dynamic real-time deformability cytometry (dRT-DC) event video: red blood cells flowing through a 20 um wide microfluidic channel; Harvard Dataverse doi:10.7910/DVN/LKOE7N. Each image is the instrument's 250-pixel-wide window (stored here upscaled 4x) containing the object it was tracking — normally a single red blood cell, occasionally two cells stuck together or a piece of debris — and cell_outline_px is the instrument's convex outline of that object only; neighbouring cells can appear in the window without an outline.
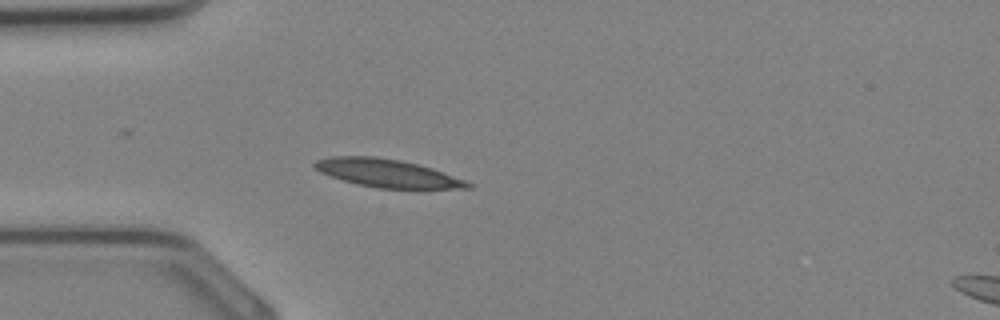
{"species": "Egyptian fruit bat (a non-hibernating species)", "species_latin": "Rousettus aegyptiacus", "temperature_condition": "cold", "stored_images_in_passage": 6, "camera_frame_rate_fps": 3000, "um_per_image_px": 0.085, "animal": {"sex": "female"}, "frame": {"image": 1, "passage_image": 1, "time_ms": 0.0, "image_size_px": [1000, 320], "cell_outline_px": [[472, 188], [376, 188], [344, 180], [320, 172], [312, 164], [316, 160], [332, 156], [376, 156], [400, 160], [420, 164], [432, 168], [464, 180], [472, 184]], "centroid_in_image_um": [32.9, 14.7], "position_along_channel_um": 52.1, "area_um2": 24.68}}
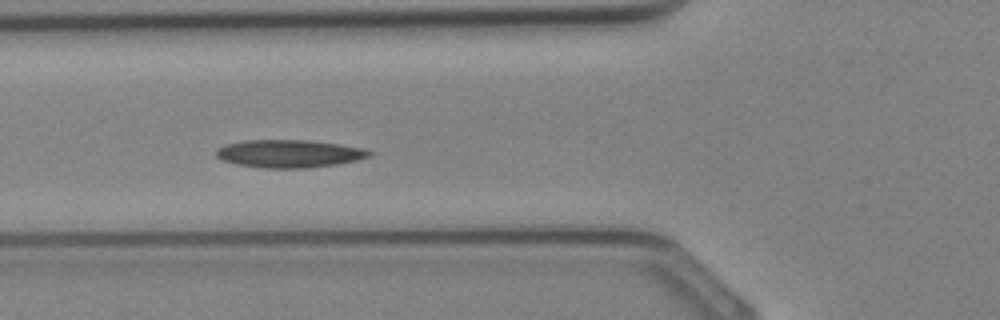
{"frame": {"image": 2, "passage_image": 4, "time_ms": 1.0, "image_size_px": [1000, 320], "cell_outline_px": [[376, 152], [372, 156], [356, 160], [336, 164], [308, 168], [264, 168], [236, 164], [224, 160], [216, 156], [216, 148], [224, 144], [244, 140], [312, 140], [340, 144], [364, 148]], "centroid_in_image_um": [24.61, 13.05], "position_along_channel_um": 101.2, "area_um2": 25.09}}
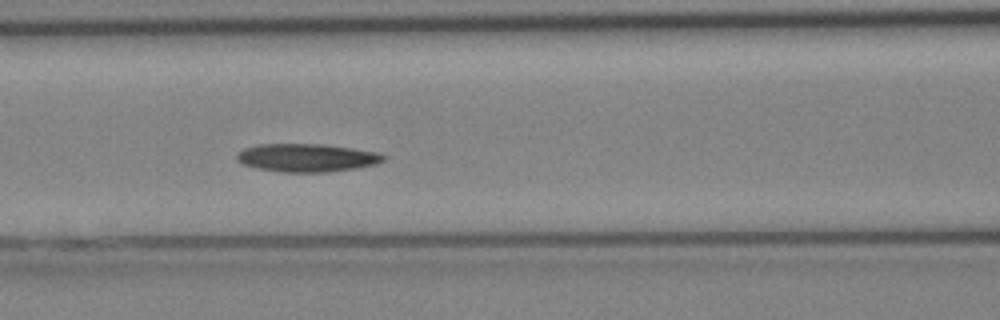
{"frame": {"image": 3, "passage_image": 6, "time_ms": 1.667, "image_size_px": [1000, 320], "cell_outline_px": [[388, 156], [384, 160], [376, 164], [356, 168], [324, 172], [284, 172], [256, 168], [244, 164], [236, 160], [236, 156], [244, 148], [260, 144], [320, 144], [352, 148], [380, 152]], "centroid_in_image_um": [26.12, 13.4], "position_along_channel_um": 140.5, "area_um2": 23.99}}